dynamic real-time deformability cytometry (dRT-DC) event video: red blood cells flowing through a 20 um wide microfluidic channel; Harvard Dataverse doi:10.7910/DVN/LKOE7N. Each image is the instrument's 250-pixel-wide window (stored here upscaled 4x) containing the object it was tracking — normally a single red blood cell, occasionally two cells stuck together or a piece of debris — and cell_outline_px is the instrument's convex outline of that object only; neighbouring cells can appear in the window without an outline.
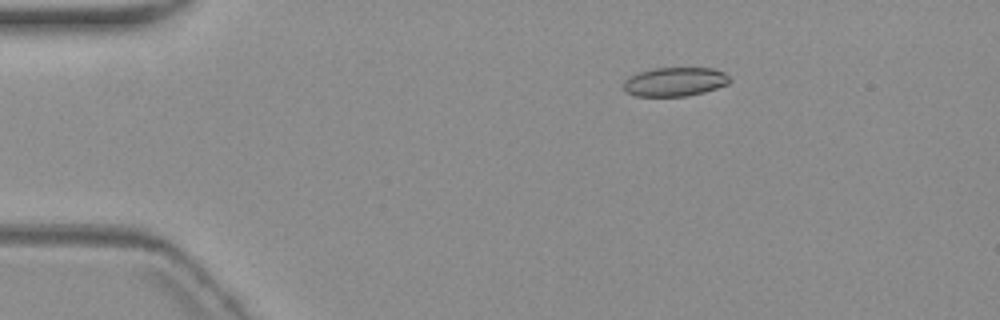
{"species": "common noctule bat (a hibernating species)", "species_latin": "Nyctalus noctula", "temperature_condition": "warm", "stored_images_in_passage": 6, "camera_frame_rate_fps": 3000, "um_per_image_px": 0.085, "animal": {"sex": "female", "body_mass_g": 19.3, "forearm_length_mm": 54.1}, "frame": {"image": 1, "passage_image": 3, "time_ms": 3.333, "image_size_px": [1000, 320], "cell_outline_px": [[732, 80], [728, 84], [704, 92], [688, 96], [636, 96], [624, 92], [624, 80], [628, 76], [652, 68], [712, 68], [724, 72]], "centroid_in_image_um": [57.35, 6.95], "position_along_channel_um": 27.6, "area_um2": 18.03}}
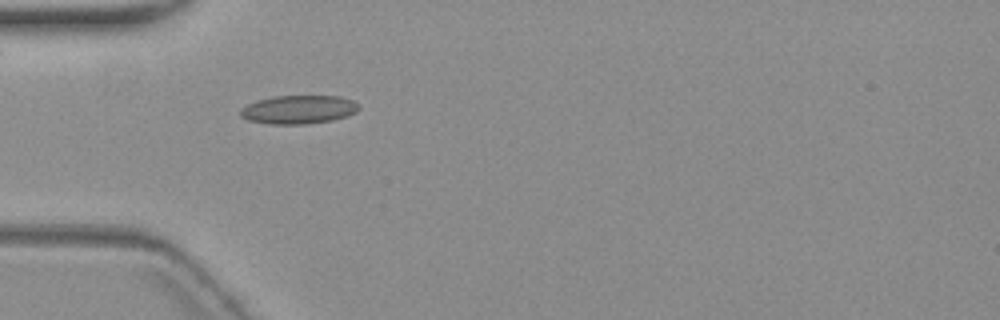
{"frame": {"image": 2, "passage_image": 5, "time_ms": 6.0, "image_size_px": [1000, 320], "cell_outline_px": [[360, 108], [356, 112], [348, 116], [332, 120], [304, 124], [272, 124], [248, 120], [240, 116], [240, 108], [256, 100], [272, 96], [340, 96], [352, 100], [360, 104]], "centroid_in_image_um": [25.39, 9.3], "position_along_channel_um": 59.6, "area_um2": 19.83}}
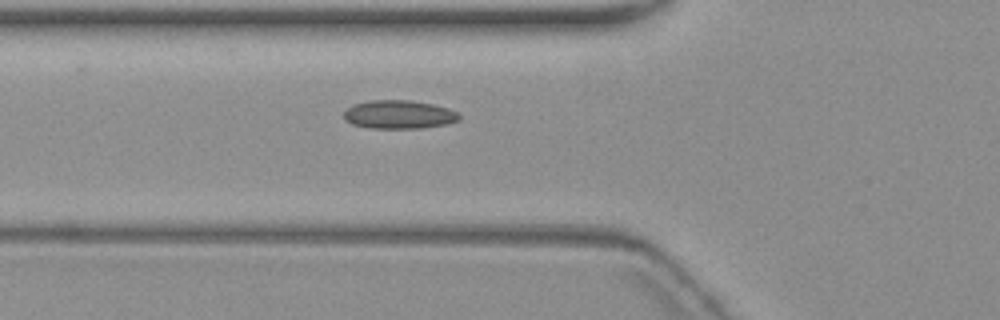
{"frame": {"image": 3, "passage_image": 6, "time_ms": 7.0, "image_size_px": [1000, 320], "cell_outline_px": [[460, 120], [444, 124], [420, 128], [368, 128], [352, 124], [344, 120], [344, 112], [352, 104], [368, 100], [412, 100], [432, 104], [448, 108], [456, 112], [460, 116]], "centroid_in_image_um": [33.87, 9.73], "position_along_channel_um": 91.9, "area_um2": 19.19}}